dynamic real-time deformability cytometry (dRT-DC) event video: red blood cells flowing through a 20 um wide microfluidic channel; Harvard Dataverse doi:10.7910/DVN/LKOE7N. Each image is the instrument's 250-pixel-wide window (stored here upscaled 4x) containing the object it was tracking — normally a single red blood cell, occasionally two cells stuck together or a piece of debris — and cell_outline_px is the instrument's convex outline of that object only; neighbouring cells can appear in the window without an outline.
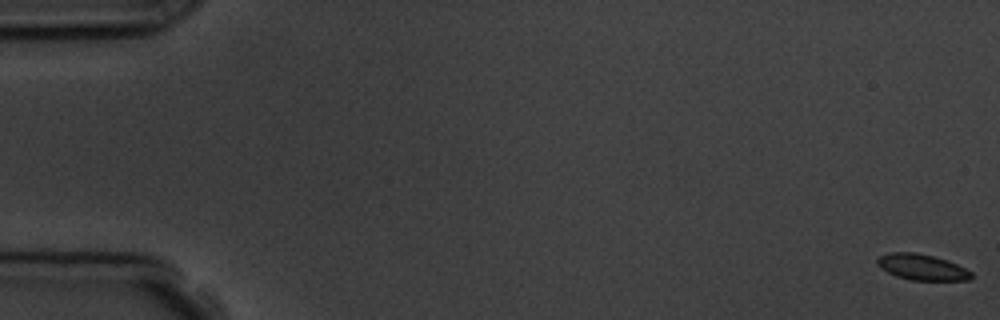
{"species": "common noctule bat (a hibernating species)", "species_latin": "Nyctalus noctula", "temperature_condition": "room temperature", "stored_images_in_passage": 5, "camera_frame_rate_fps": 3000, "um_per_image_px": 0.085, "animal": {"sex": "male", "body_mass_g": 19.5, "forearm_length_mm": 54.6}, "frame": {"image": 1, "passage_image": 1, "time_ms": 0.0, "image_size_px": [1000, 320], "cell_outline_px": [[972, 280], [912, 280], [896, 276], [880, 268], [876, 260], [880, 256], [888, 252], [916, 252], [948, 260], [972, 272]], "centroid_in_image_um": [78.36, 22.7], "position_along_channel_um": 6.6, "area_um2": 14.16}}
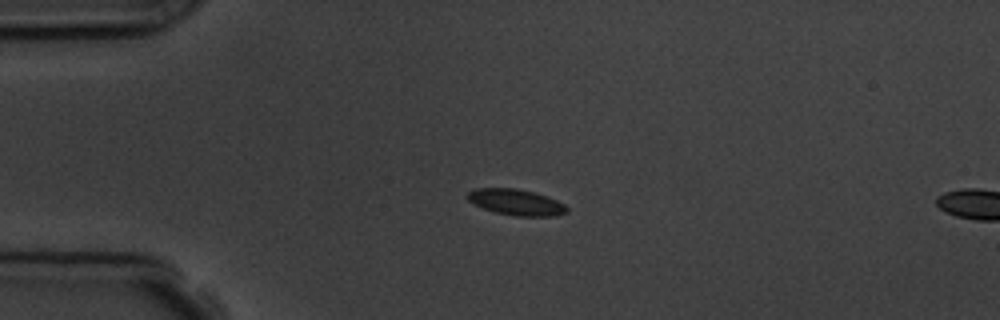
{"frame": {"image": 2, "passage_image": 4, "time_ms": 4.333, "image_size_px": [1000, 320], "cell_outline_px": [[568, 212], [556, 216], [516, 216], [492, 212], [468, 200], [468, 192], [476, 188], [516, 188], [532, 192], [556, 200], [564, 204], [568, 208]], "centroid_in_image_um": [43.88, 17.2], "position_along_channel_um": 41.1, "area_um2": 14.91}}